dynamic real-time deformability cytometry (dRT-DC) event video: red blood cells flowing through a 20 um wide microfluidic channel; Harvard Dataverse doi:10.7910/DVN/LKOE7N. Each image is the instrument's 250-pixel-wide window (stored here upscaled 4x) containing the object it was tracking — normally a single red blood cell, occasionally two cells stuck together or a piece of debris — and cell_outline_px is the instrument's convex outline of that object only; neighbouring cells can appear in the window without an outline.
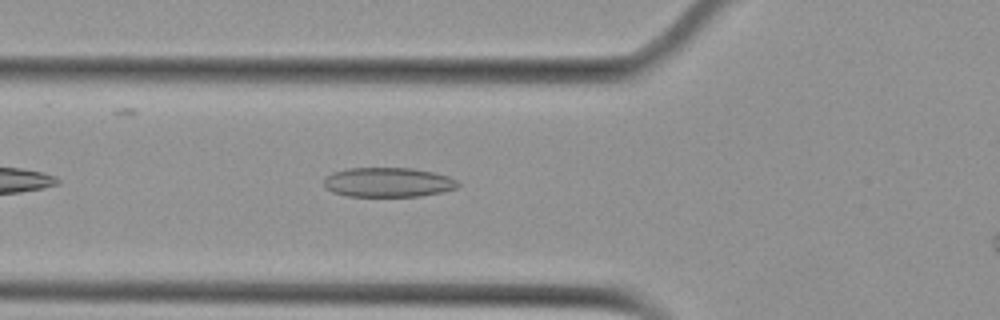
{"species": "Egyptian fruit bat (a non-hibernating species)", "species_latin": "Rousettus aegyptiacus", "temperature_condition": "cold", "stored_images_in_passage": 36, "camera_frame_rate_fps": 3000, "um_per_image_px": 0.085, "animal": {"sex": "female"}, "frame": {"image": 1, "passage_image": 6, "time_ms": 1.667, "image_size_px": [1000, 320], "cell_outline_px": [[460, 184], [456, 188], [440, 192], [420, 196], [348, 196], [332, 192], [324, 188], [324, 180], [332, 172], [348, 168], [412, 168], [432, 172], [448, 176], [456, 180]], "centroid_in_image_um": [32.96, 15.49], "position_along_channel_um": 92.8, "area_um2": 23.0}}
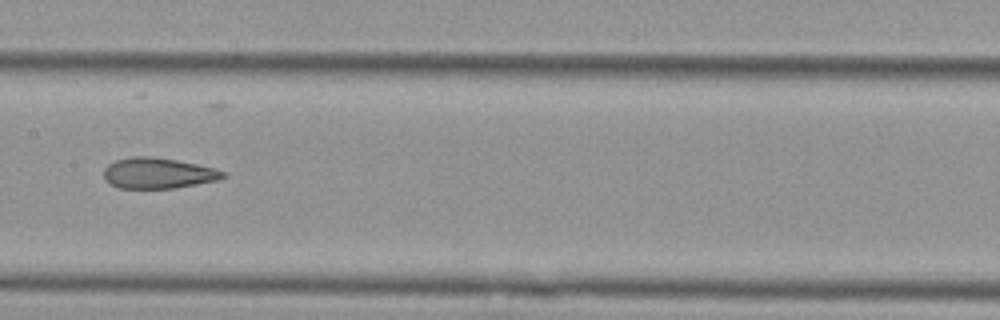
{"frame": {"image": 2, "passage_image": 14, "time_ms": 4.333, "image_size_px": [1000, 320], "cell_outline_px": [[228, 176], [220, 180], [172, 188], [120, 188], [104, 180], [104, 168], [108, 164], [116, 160], [132, 156], [152, 156], [176, 160], [196, 164], [212, 168], [224, 172]], "centroid_in_image_um": [13.42, 14.71], "position_along_channel_um": 194.0, "area_um2": 21.27}}
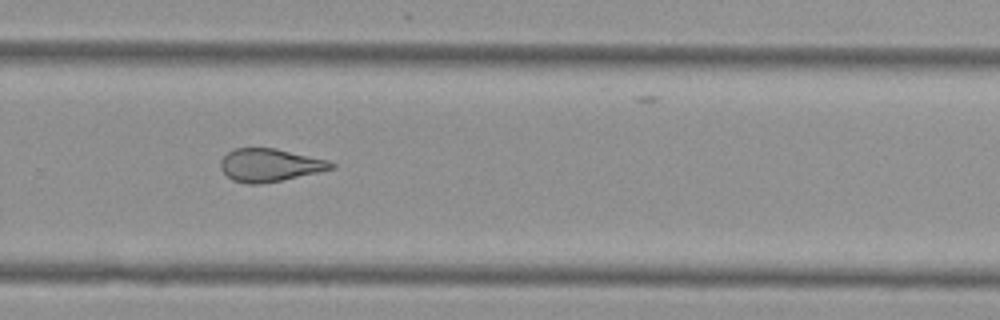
{"frame": {"image": 3, "passage_image": 23, "time_ms": 7.333, "image_size_px": [1000, 320], "cell_outline_px": [[336, 168], [280, 180], [260, 184], [248, 184], [232, 180], [220, 168], [220, 160], [228, 152], [236, 148], [276, 148], [328, 160], [336, 164]], "centroid_in_image_um": [22.93, 14.03], "position_along_channel_um": 306.9, "area_um2": 21.1}, "authors_computed_cell_mechanics": {"area_um2": 22.0218, "velocity_mm_per_s": 3.7749, "shape_relaxation_time_tau1_ms": null, "shape_relaxation_time_tau2_ms": 2.5992, "deformation_change_tau1": null, "deformation_change_tau2": 0.1057}}